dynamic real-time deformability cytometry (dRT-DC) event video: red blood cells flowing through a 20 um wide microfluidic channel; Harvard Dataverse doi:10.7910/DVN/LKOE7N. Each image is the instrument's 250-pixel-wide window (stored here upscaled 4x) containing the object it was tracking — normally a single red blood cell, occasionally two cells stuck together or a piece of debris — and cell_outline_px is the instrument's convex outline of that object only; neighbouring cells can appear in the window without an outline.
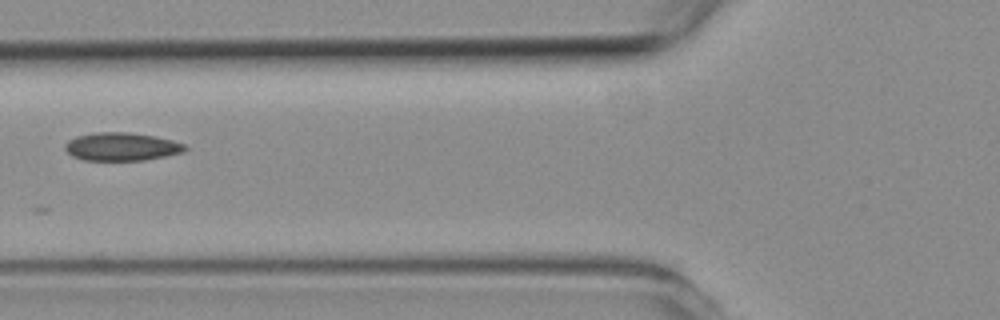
{"species": "common noctule bat (a hibernating species)", "species_latin": "Nyctalus noctula", "temperature_condition": "room temperature", "stored_images_in_passage": 3, "camera_frame_rate_fps": 3000, "um_per_image_px": 0.085, "animal": {"sex": "female", "body_mass_g": 19.3, "forearm_length_mm": 54.1}, "frame": {"image": 1, "passage_image": 3, "time_ms": 2.333, "image_size_px": [1000, 320], "cell_outline_px": [[188, 148], [184, 152], [144, 160], [84, 160], [72, 156], [64, 148], [64, 144], [68, 140], [76, 136], [92, 132], [124, 132], [152, 136], [172, 140], [184, 144]], "centroid_in_image_um": [10.3, 12.46], "position_along_channel_um": 115.5, "area_um2": 19.59}}